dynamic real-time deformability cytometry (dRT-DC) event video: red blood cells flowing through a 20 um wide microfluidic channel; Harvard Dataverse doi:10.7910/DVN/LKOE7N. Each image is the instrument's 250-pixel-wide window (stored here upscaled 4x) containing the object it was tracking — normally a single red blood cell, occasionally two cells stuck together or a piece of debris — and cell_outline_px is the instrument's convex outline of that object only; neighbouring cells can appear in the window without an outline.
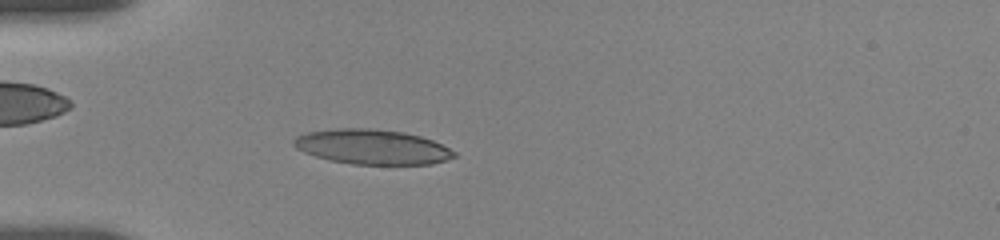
{"species": "human", "species_latin": "Homo sapiens", "temperature_condition": "room temperature", "stored_images_in_passage": 30, "camera_frame_rate_fps": 3000, "um_per_image_px": 0.085, "donor": {"sex": "female"}, "frame": {"image": 1, "passage_image": 9, "time_ms": 2.333, "image_size_px": [1000, 240], "cell_outline_px": [[456, 156], [432, 164], [352, 164], [328, 160], [304, 152], [296, 148], [292, 144], [292, 140], [296, 136], [308, 132], [336, 128], [368, 128], [404, 132], [420, 136], [432, 140], [456, 152]], "centroid_in_image_um": [31.6, 12.48], "position_along_channel_um": 53.4, "area_um2": 32.48}}
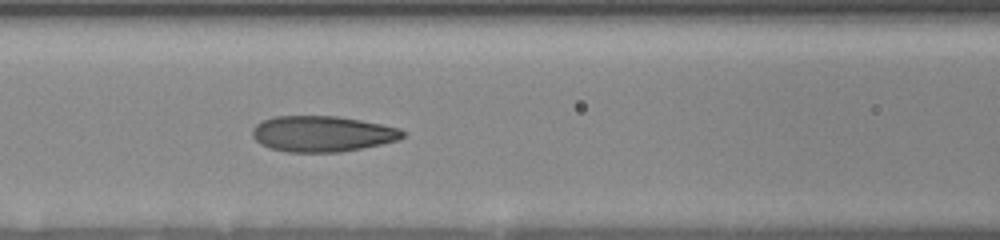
{"frame": {"image": 2, "passage_image": 19, "time_ms": 5.0, "image_size_px": [1000, 240], "cell_outline_px": [[408, 136], [400, 140], [340, 152], [288, 152], [272, 148], [260, 144], [252, 136], [252, 128], [256, 124], [264, 120], [276, 116], [336, 116], [360, 120], [400, 128]], "centroid_in_image_um": [27.41, 11.37], "position_along_channel_um": 139.2, "area_um2": 31.33}}
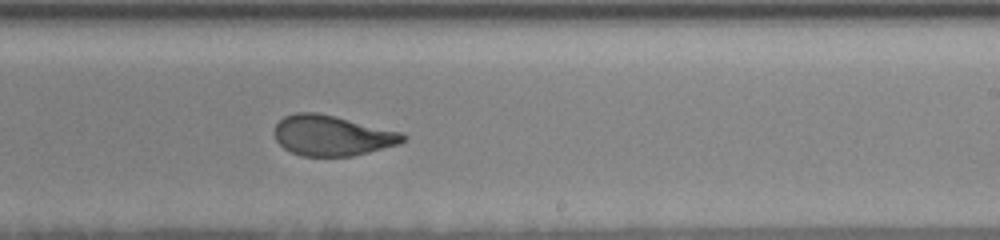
{"frame": {"image": 3, "passage_image": 30, "time_ms": 8.333, "image_size_px": [1000, 240], "cell_outline_px": [[408, 136], [400, 144], [352, 156], [300, 156], [284, 148], [276, 140], [272, 132], [276, 124], [284, 116], [296, 112], [316, 112], [336, 116], [404, 132]], "centroid_in_image_um": [28.23, 11.51], "position_along_channel_um": 260.8, "area_um2": 30.58}}